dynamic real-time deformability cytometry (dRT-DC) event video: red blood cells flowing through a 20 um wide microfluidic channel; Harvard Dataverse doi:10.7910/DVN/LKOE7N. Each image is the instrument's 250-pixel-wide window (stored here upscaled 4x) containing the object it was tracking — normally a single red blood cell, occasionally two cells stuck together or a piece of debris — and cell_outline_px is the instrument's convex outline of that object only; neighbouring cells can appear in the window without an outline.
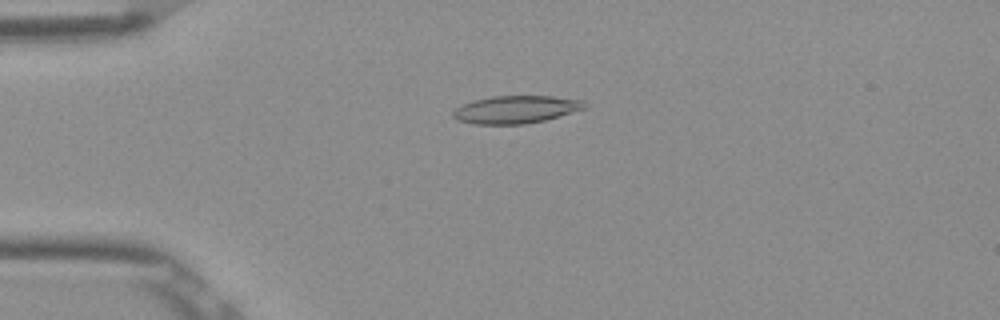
{"species": "Egyptian fruit bat (a non-hibernating species)", "species_latin": "Rousettus aegyptiacus", "temperature_condition": "room temperature", "stored_images_in_passage": 52, "camera_frame_rate_fps": 3000, "um_per_image_px": 0.085, "frame": {"image": 1, "passage_image": 13, "time_ms": 4.0, "image_size_px": [1000, 320], "cell_outline_px": [[588, 108], [544, 120], [524, 124], [472, 124], [460, 120], [452, 116], [452, 112], [456, 108], [472, 100], [492, 96], [552, 96], [584, 100], [588, 104]], "centroid_in_image_um": [43.89, 9.3], "position_along_channel_um": 41.1, "area_um2": 21.27}}
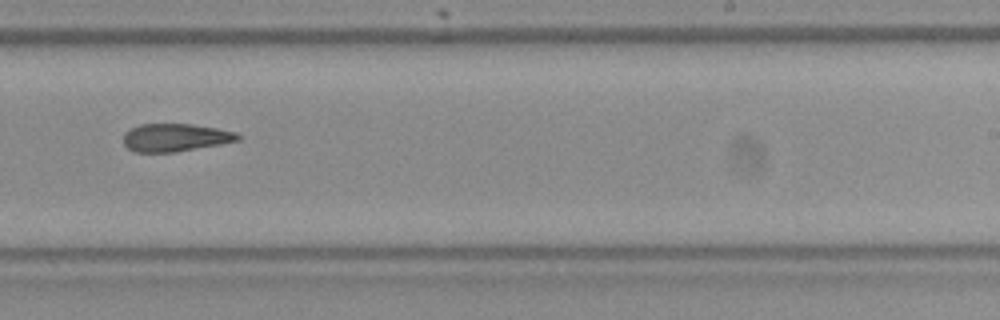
{"frame": {"image": 2, "passage_image": 33, "time_ms": 10.667, "image_size_px": [1000, 320], "cell_outline_px": [[240, 140], [220, 144], [176, 152], [132, 152], [124, 144], [124, 132], [140, 124], [192, 124], [216, 128], [236, 132], [240, 136]], "centroid_in_image_um": [14.89, 11.69], "position_along_channel_um": 274.1, "area_um2": 18.55}}
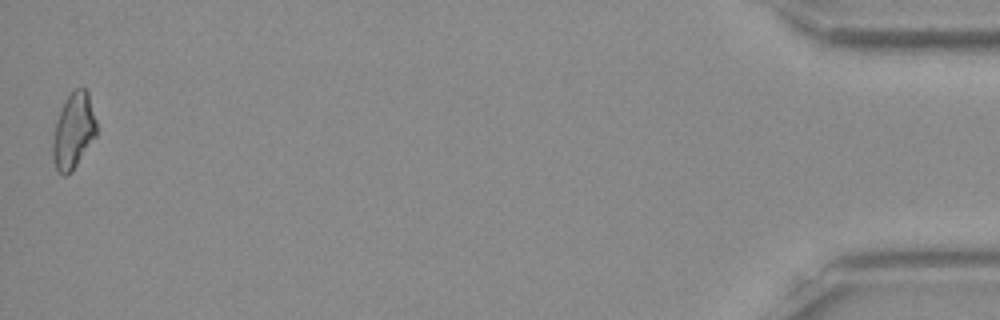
{"frame": {"image": 3, "passage_image": 52, "time_ms": 17.0, "image_size_px": [1000, 320], "cell_outline_px": [[96, 136], [72, 172], [64, 176], [56, 172], [52, 160], [52, 140], [56, 120], [64, 100], [76, 88], [84, 88], [88, 92], [96, 120]], "centroid_in_image_um": [6.22, 11.17], "position_along_channel_um": 429.0, "area_um2": 19.54}, "authors_computed_cell_mechanics": {"area_um2": 19.7387, "velocity_mm_per_s": 3.9018, "shape_relaxation_time_tau1_ms": null, "shape_relaxation_time_tau2_ms": 9.1571, "deformation_change_tau1": null, "deformation_change_tau2": 0.2555}}